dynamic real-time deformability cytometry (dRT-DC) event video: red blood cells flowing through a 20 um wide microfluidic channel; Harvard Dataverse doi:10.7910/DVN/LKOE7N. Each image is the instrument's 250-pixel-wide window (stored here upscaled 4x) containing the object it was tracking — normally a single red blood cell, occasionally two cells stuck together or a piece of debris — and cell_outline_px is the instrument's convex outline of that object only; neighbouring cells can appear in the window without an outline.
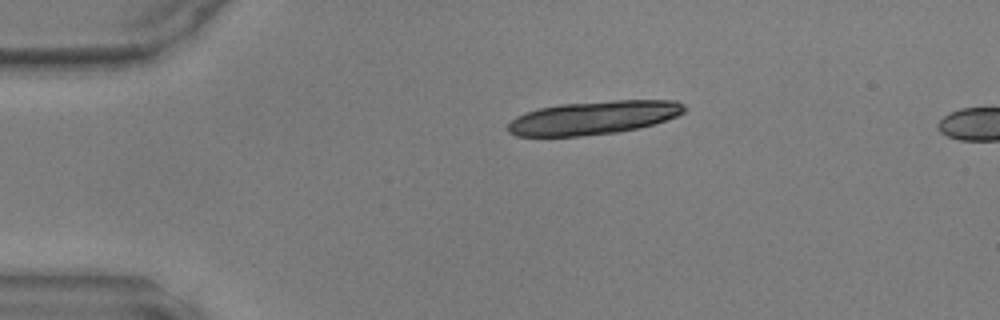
{"species": "common noctule bat (a hibernating species)", "species_latin": "Nyctalus noctula", "temperature_condition": "warm", "stored_images_in_passage": 8, "camera_frame_rate_fps": 3000, "um_per_image_px": 0.085, "animal": {"sex": "male", "body_mass_g": 17.9, "forearm_length_mm": 54.2}, "frame": {"image": 1, "passage_image": 1, "time_ms": 0.0, "image_size_px": [1000, 320], "cell_outline_px": [[688, 108], [684, 112], [676, 116], [652, 124], [636, 128], [616, 132], [580, 136], [516, 136], [508, 132], [508, 124], [516, 116], [540, 108], [560, 104], [612, 100], [676, 100], [684, 104]], "centroid_in_image_um": [50.46, 9.99], "position_along_channel_um": 34.5, "area_um2": 34.22}}